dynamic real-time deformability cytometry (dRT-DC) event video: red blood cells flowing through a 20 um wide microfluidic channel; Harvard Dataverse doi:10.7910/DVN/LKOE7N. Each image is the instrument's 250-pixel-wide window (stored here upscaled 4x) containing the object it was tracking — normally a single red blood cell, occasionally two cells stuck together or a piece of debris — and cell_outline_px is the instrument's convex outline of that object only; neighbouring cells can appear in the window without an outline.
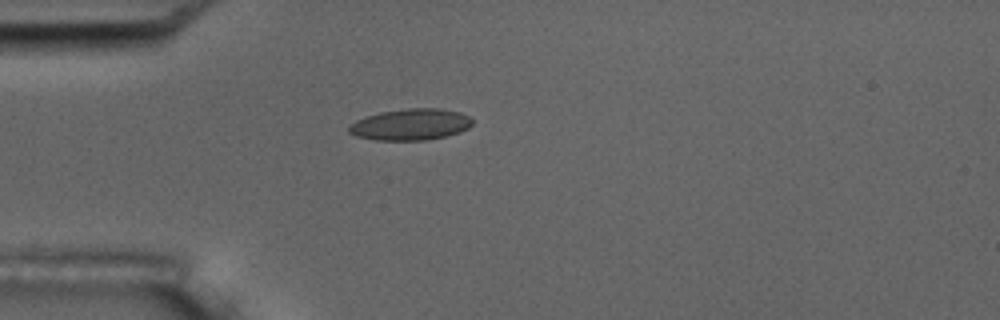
{"species": "common noctule bat (a hibernating species)", "species_latin": "Nyctalus noctula", "temperature_condition": "room temperature", "stored_images_in_passage": 2, "camera_frame_rate_fps": 3000, "um_per_image_px": 0.085, "animal": {"sex": "male", "body_mass_g": 17.5, "forearm_length_mm": 52.3}, "frame": {"image": 1, "passage_image": 2, "time_ms": 1.0, "image_size_px": [1000, 320], "cell_outline_px": [[472, 124], [468, 128], [460, 132], [448, 136], [428, 140], [376, 140], [356, 136], [348, 132], [348, 124], [356, 120], [380, 112], [408, 108], [440, 108], [460, 112], [468, 116], [472, 120]], "centroid_in_image_um": [34.9, 10.58], "position_along_channel_um": 50.1, "area_um2": 22.72}}